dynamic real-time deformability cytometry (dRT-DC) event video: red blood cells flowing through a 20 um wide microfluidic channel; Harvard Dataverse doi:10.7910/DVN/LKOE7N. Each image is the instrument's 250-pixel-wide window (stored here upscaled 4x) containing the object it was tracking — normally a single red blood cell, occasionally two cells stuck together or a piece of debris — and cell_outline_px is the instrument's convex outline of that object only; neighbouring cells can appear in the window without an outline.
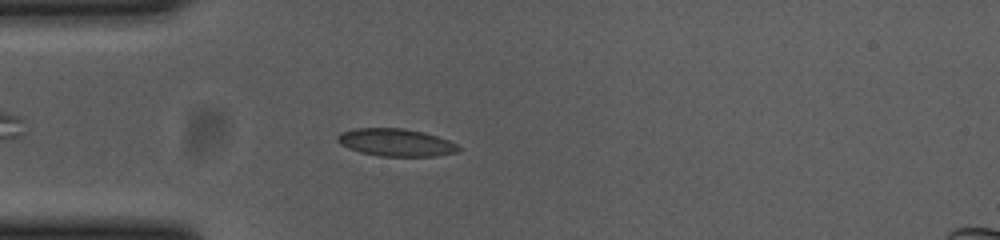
{"species": "common noctule bat (a hibernating species)", "species_latin": "Nyctalus noctula", "temperature_condition": "cold", "stored_images_in_passage": 40, "camera_frame_rate_fps": 3000, "um_per_image_px": 0.085, "animal": {"sex": "female", "body_mass_g": 23.0, "forearm_length_mm": 53.4}, "frame": {"image": 1, "passage_image": 6, "time_ms": 1.667, "image_size_px": [1000, 240], "cell_outline_px": [[460, 148], [456, 152], [436, 156], [380, 156], [360, 152], [348, 148], [340, 144], [336, 140], [336, 136], [340, 132], [356, 128], [404, 128], [424, 132], [448, 140], [456, 144]], "centroid_in_image_um": [33.61, 12.1], "position_along_channel_um": 51.4, "area_um2": 19.42}}
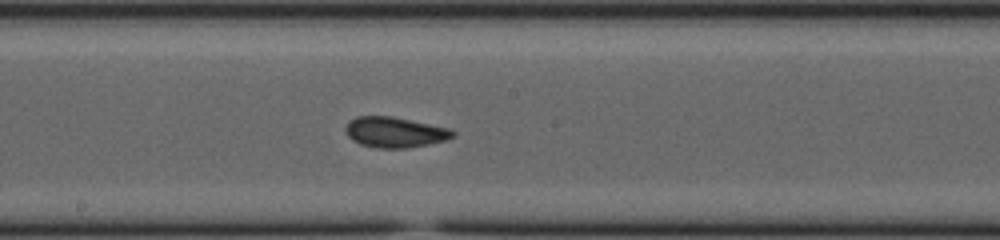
{"frame": {"image": 2, "passage_image": 20, "time_ms": 6.333, "image_size_px": [1000, 240], "cell_outline_px": [[456, 132], [452, 136], [444, 140], [428, 144], [404, 148], [376, 148], [360, 144], [352, 140], [348, 136], [344, 128], [348, 120], [356, 116], [392, 116], [448, 128]], "centroid_in_image_um": [33.49, 11.23], "position_along_channel_um": 214.7, "area_um2": 18.96}}
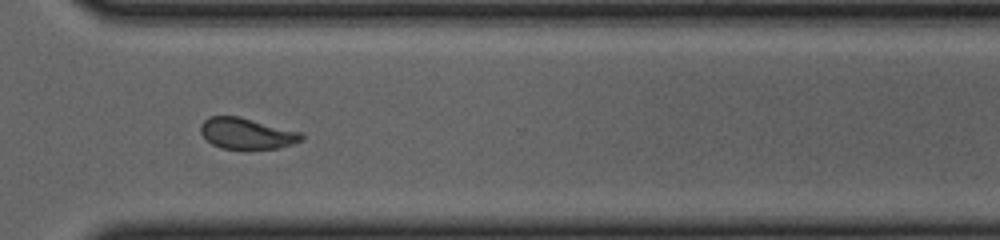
{"frame": {"image": 3, "passage_image": 31, "time_ms": 10.0, "image_size_px": [1000, 240], "cell_outline_px": [[304, 140], [280, 148], [224, 148], [212, 144], [200, 132], [200, 124], [208, 116], [240, 116], [300, 132], [304, 136]], "centroid_in_image_um": [20.97, 11.33], "position_along_channel_um": 349.6, "area_um2": 18.09}, "authors_computed_cell_mechanics": {"area_um2": 18.8139, "velocity_mm_per_s": 3.6771, "shape_relaxation_time_tau1_ms": 2.1812, "shape_relaxation_time_tau2_ms": 1.3319, "deformation_change_tau1": 0.0995, "deformation_change_tau2": 0.0656}}